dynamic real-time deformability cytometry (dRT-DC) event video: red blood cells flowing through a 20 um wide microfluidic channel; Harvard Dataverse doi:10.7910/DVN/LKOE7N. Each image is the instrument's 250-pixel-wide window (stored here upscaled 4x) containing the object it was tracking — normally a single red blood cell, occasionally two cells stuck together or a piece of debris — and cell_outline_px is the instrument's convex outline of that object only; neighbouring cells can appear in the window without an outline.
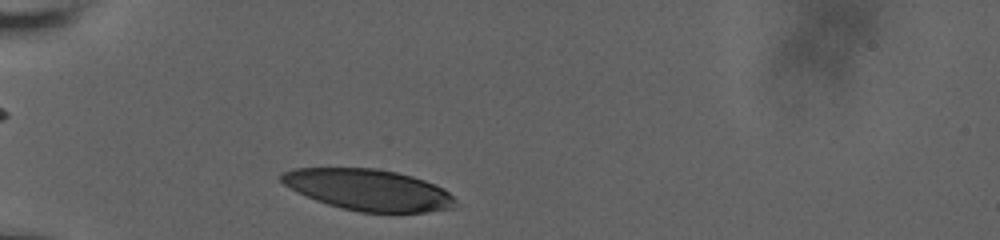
{"species": "human", "species_latin": "Homo sapiens", "temperature_condition": "room temperature", "stored_images_in_passage": 31, "camera_frame_rate_fps": 3000, "um_per_image_px": 0.085, "donor": {"sex": "male"}, "frame": {"image": 1, "passage_image": 1, "time_ms": 0.0, "image_size_px": [1000, 240], "cell_outline_px": [[460, 208], [428, 212], [360, 212], [328, 204], [316, 200], [296, 192], [284, 184], [280, 180], [280, 176], [284, 172], [292, 168], [376, 168], [396, 172], [412, 176], [436, 184], [444, 188], [456, 200]], "centroid_in_image_um": [31.37, 16.14], "position_along_channel_um": 53.6, "area_um2": 42.02}}
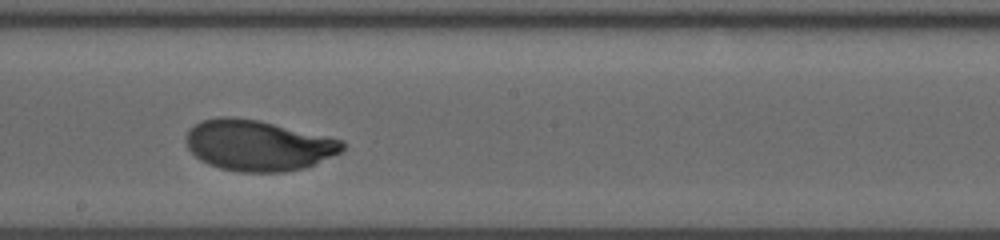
{"frame": {"image": 2, "passage_image": 17, "time_ms": 5.333, "image_size_px": [1000, 240], "cell_outline_px": [[348, 144], [340, 152], [332, 156], [304, 168], [284, 172], [240, 172], [220, 168], [208, 164], [200, 160], [188, 148], [184, 140], [184, 136], [188, 128], [204, 120], [220, 116], [232, 116], [260, 120], [344, 140]], "centroid_in_image_um": [21.92, 12.35], "position_along_channel_um": 226.3, "area_um2": 46.59}}
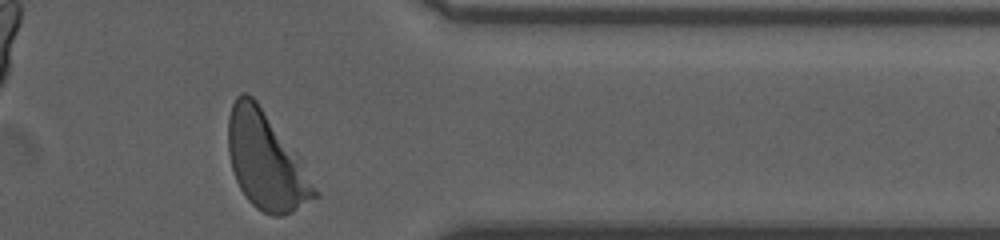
{"frame": {"image": 3, "passage_image": 31, "time_ms": 10.0, "image_size_px": [1000, 240], "cell_outline_px": [[320, 196], [292, 212], [284, 216], [272, 216], [256, 208], [248, 200], [240, 188], [236, 180], [232, 168], [228, 152], [228, 116], [232, 104], [236, 96], [240, 92], [244, 92], [252, 96], [256, 100], [304, 160], [320, 192]], "centroid_in_image_um": [22.66, 13.68], "position_along_channel_um": 388.7, "area_um2": 49.71}, "authors_computed_cell_mechanics": {"area_um2": 46.4712, "velocity_mm_per_s": 3.6602, "shape_relaxation_time_tau1_ms": 3.4281, "shape_relaxation_time_tau2_ms": null, "deformation_change_tau1": 0.1762, "deformation_change_tau2": null}}